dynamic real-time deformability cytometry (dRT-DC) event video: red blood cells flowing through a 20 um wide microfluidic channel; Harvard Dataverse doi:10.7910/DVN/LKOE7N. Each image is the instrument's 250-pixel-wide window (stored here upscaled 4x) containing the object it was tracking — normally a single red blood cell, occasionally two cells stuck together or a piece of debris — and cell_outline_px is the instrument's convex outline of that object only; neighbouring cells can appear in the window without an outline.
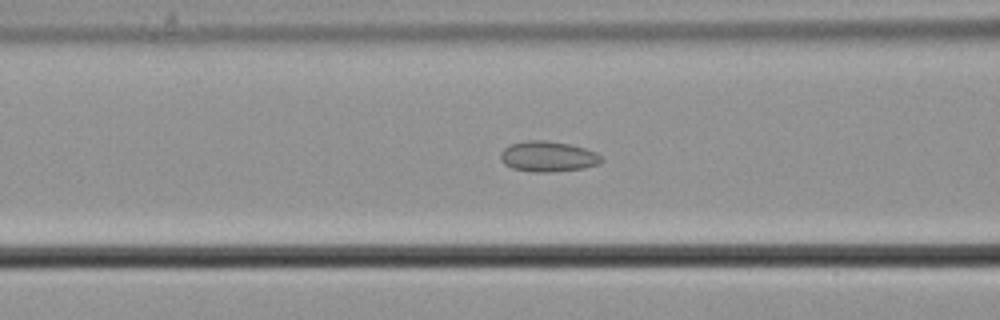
{"species": "common noctule bat (a hibernating species)", "species_latin": "Nyctalus noctula", "temperature_condition": "cold", "stored_images_in_passage": 51, "camera_frame_rate_fps": 3000, "um_per_image_px": 0.085, "animal": {"sex": "male", "body_mass_g": 21.5, "forearm_length_mm": 52.0}, "frame": {"image": 1, "passage_image": 18, "time_ms": 5.667, "image_size_px": [1000, 320], "cell_outline_px": [[604, 160], [600, 164], [584, 168], [548, 172], [532, 172], [512, 168], [504, 164], [500, 160], [500, 152], [508, 144], [528, 140], [544, 140], [568, 144], [584, 148], [596, 152]], "centroid_in_image_um": [46.55, 13.3], "position_along_channel_um": 120.0, "area_um2": 18.03}}
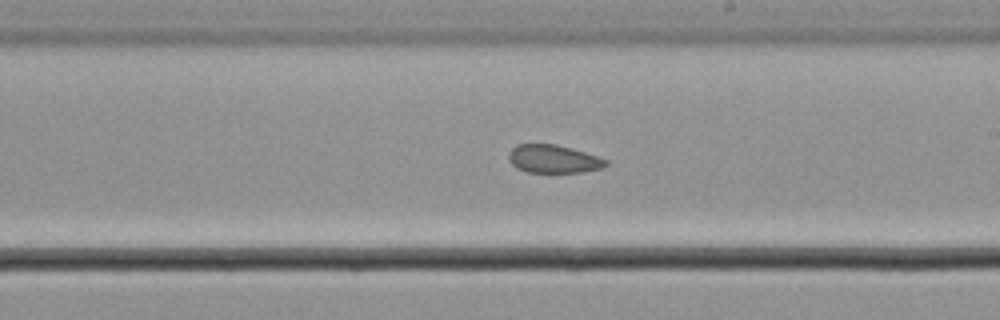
{"frame": {"image": 2, "passage_image": 28, "time_ms": 9.0, "image_size_px": [1000, 320], "cell_outline_px": [[608, 164], [604, 168], [580, 172], [528, 172], [516, 168], [508, 160], [508, 152], [516, 144], [556, 144], [584, 152], [608, 160]], "centroid_in_image_um": [47.02, 13.51], "position_along_channel_um": 242.0, "area_um2": 15.95}}
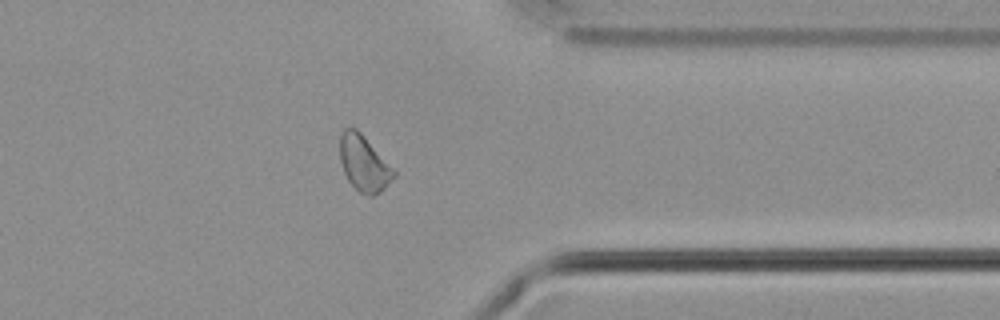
{"frame": {"image": 3, "passage_image": 40, "time_ms": 13.0, "image_size_px": [1000, 320], "cell_outline_px": [[396, 176], [380, 192], [372, 196], [368, 196], [360, 192], [348, 180], [344, 172], [340, 160], [340, 136], [344, 128], [356, 128], [364, 136], [396, 172]], "centroid_in_image_um": [30.93, 13.89], "position_along_channel_um": 380.5, "area_um2": 17.22}}